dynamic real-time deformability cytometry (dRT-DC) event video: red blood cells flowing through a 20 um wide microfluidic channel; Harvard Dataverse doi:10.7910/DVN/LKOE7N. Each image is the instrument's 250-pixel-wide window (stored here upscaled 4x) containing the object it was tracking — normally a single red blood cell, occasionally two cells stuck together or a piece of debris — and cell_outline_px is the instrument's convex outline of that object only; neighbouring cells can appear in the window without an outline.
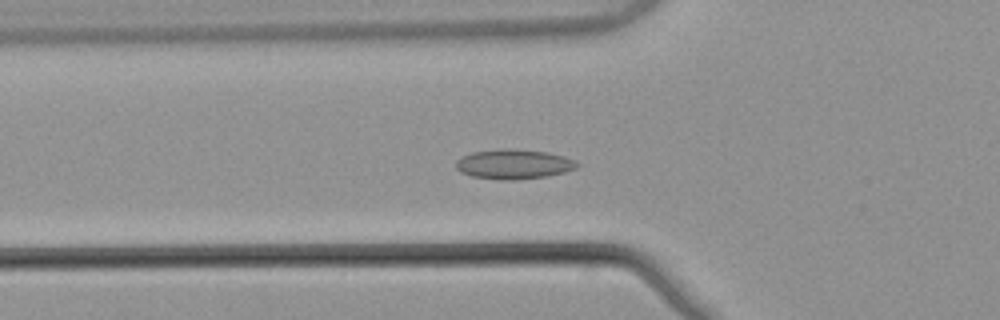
{"species": "common noctule bat (a hibernating species)", "species_latin": "Nyctalus noctula", "temperature_condition": "warm", "stored_images_in_passage": 43, "camera_frame_rate_fps": 3000, "um_per_image_px": 0.085, "animal": {"sex": "male", "body_mass_g": 21.5, "forearm_length_mm": 52.0}, "frame": {"image": 1, "passage_image": 8, "time_ms": 2.333, "image_size_px": [1000, 320], "cell_outline_px": [[580, 164], [576, 168], [564, 172], [548, 176], [516, 180], [500, 180], [472, 176], [460, 172], [456, 168], [456, 160], [472, 152], [508, 148], [548, 152], [564, 156], [576, 160]], "centroid_in_image_um": [43.69, 13.96], "position_along_channel_um": 82.1, "area_um2": 21.04}}
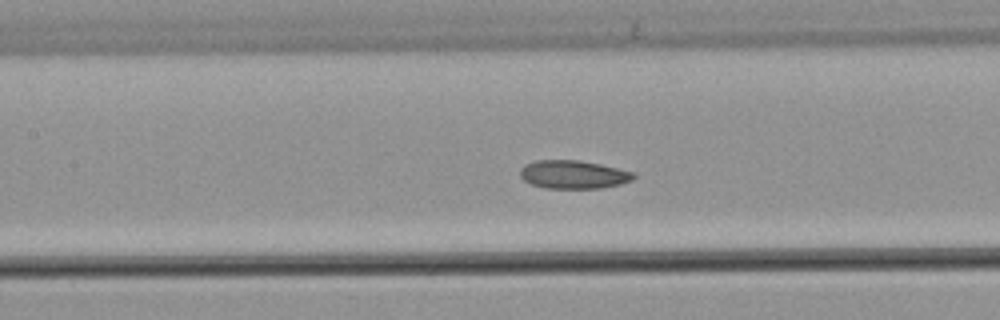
{"frame": {"image": 2, "passage_image": 14, "time_ms": 4.333, "image_size_px": [1000, 320], "cell_outline_px": [[636, 176], [632, 180], [620, 184], [600, 188], [544, 188], [532, 184], [524, 180], [520, 176], [520, 168], [524, 164], [536, 160], [576, 160], [600, 164], [636, 172]], "centroid_in_image_um": [48.74, 14.83], "position_along_channel_um": 158.7, "area_um2": 18.79}}
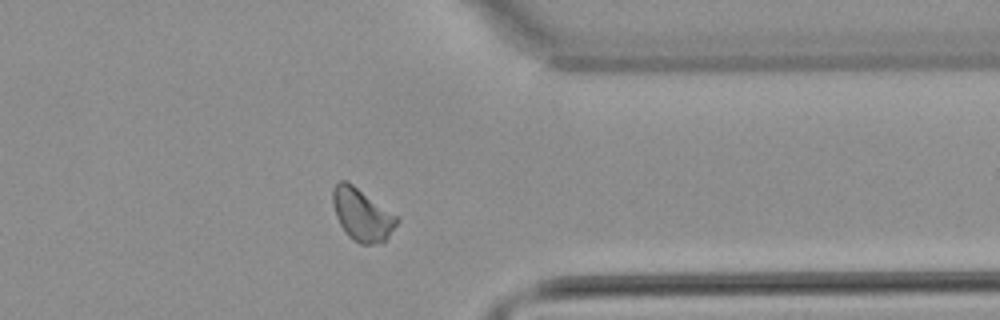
{"frame": {"image": 3, "passage_image": 32, "time_ms": 10.333, "image_size_px": [1000, 320], "cell_outline_px": [[400, 220], [388, 236], [384, 240], [372, 244], [360, 244], [352, 240], [348, 236], [340, 224], [336, 216], [332, 204], [332, 188], [340, 180], [344, 180], [352, 184], [400, 216]], "centroid_in_image_um": [30.78, 18.23], "position_along_channel_um": 380.6, "area_um2": 19.65}, "authors_computed_cell_mechanics": {"area_um2": 18.9584, "velocity_mm_per_s": 3.8226, "shape_relaxation_time_tau1_ms": null, "shape_relaxation_time_tau2_ms": 3.2717, "deformation_change_tau1": null, "deformation_change_tau2": 0.0768}}